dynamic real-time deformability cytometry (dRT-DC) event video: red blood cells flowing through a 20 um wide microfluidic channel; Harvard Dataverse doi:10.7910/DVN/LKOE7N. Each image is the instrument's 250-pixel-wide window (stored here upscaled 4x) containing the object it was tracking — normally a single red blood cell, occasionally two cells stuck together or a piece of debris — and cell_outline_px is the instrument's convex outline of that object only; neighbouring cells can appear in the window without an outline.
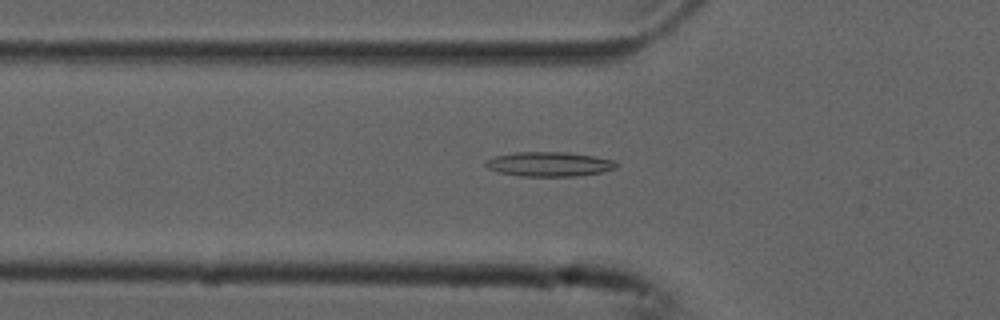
{"species": "common noctule bat (a hibernating species)", "species_latin": "Nyctalus noctula", "temperature_condition": "cold", "stored_images_in_passage": 49, "camera_frame_rate_fps": 3000, "um_per_image_px": 0.085, "animal": {"sex": "male", "forearm_length_mm": 52.5}, "frame": {"image": 1, "passage_image": 19, "time_ms": 6.0, "image_size_px": [1000, 320], "cell_outline_px": [[620, 164], [616, 168], [600, 172], [576, 176], [520, 176], [500, 172], [488, 168], [484, 164], [484, 160], [496, 156], [516, 152], [568, 152], [592, 156], [612, 160]], "centroid_in_image_um": [46.67, 13.95], "position_along_channel_um": 79.1, "area_um2": 18.55}}
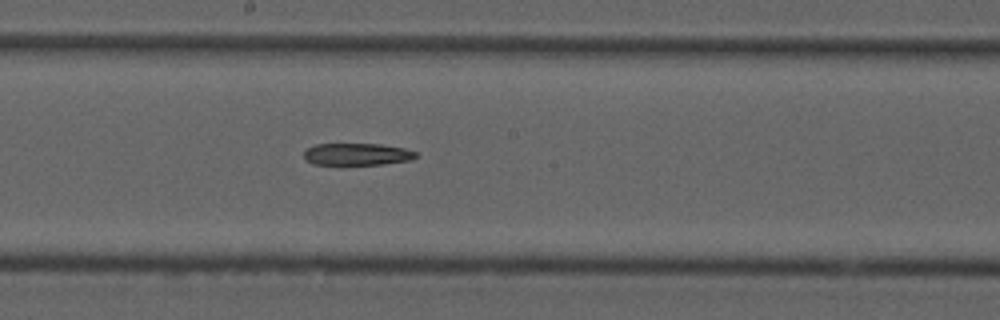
{"frame": {"image": 2, "passage_image": 30, "time_ms": 9.667, "image_size_px": [1000, 320], "cell_outline_px": [[416, 156], [412, 160], [380, 164], [312, 164], [304, 160], [304, 152], [308, 148], [316, 144], [380, 144], [404, 148], [416, 152]], "centroid_in_image_um": [30.33, 13.11], "position_along_channel_um": 217.9, "area_um2": 14.28}}
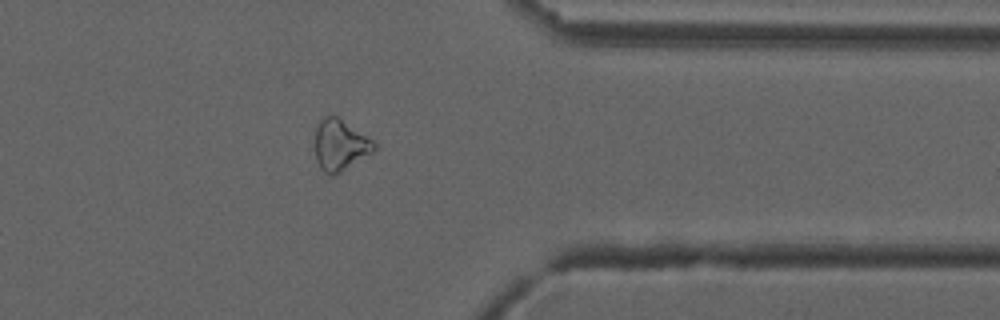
{"frame": {"image": 3, "passage_image": 44, "time_ms": 14.333, "image_size_px": [1000, 320], "cell_outline_px": [[376, 148], [372, 152], [340, 172], [332, 176], [328, 176], [320, 168], [316, 160], [316, 128], [320, 120], [324, 116], [336, 116], [372, 140], [376, 144]], "centroid_in_image_um": [28.88, 12.35], "position_along_channel_um": 382.5, "area_um2": 17.17}}